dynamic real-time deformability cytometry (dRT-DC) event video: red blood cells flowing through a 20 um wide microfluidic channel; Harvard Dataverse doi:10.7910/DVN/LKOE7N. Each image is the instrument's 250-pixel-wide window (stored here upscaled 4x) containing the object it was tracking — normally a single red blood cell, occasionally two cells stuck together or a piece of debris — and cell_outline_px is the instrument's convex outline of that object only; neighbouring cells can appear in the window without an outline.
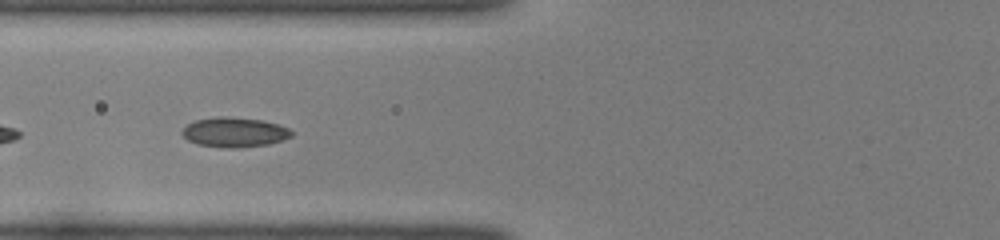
{"species": "common noctule bat (a hibernating species)", "species_latin": "Nyctalus noctula", "temperature_condition": "room temperature", "stored_images_in_passage": 8, "camera_frame_rate_fps": 3000, "um_per_image_px": 0.085, "animal": {"sex": "female", "body_mass_g": 22.0, "forearm_length_mm": 56.7}, "frame": {"image": 1, "passage_image": 5, "time_ms": 1.333, "image_size_px": [1000, 240], "cell_outline_px": [[292, 136], [268, 144], [240, 148], [228, 148], [196, 144], [188, 140], [180, 132], [188, 124], [196, 120], [216, 116], [228, 116], [264, 120], [288, 128], [292, 132]], "centroid_in_image_um": [19.9, 11.23], "position_along_channel_um": 105.9, "area_um2": 18.96}}